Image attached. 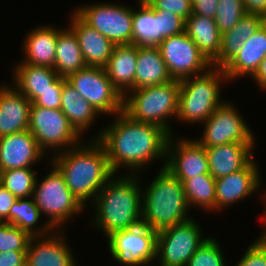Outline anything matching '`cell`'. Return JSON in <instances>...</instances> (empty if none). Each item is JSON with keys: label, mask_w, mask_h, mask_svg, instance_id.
<instances>
[{"label": "cell", "mask_w": 266, "mask_h": 266, "mask_svg": "<svg viewBox=\"0 0 266 266\" xmlns=\"http://www.w3.org/2000/svg\"><path fill=\"white\" fill-rule=\"evenodd\" d=\"M98 135L95 139L103 145L114 174L122 165L136 174L154 159L166 158L170 137L163 128L137 121L124 111Z\"/></svg>", "instance_id": "obj_1"}, {"label": "cell", "mask_w": 266, "mask_h": 266, "mask_svg": "<svg viewBox=\"0 0 266 266\" xmlns=\"http://www.w3.org/2000/svg\"><path fill=\"white\" fill-rule=\"evenodd\" d=\"M51 159L62 174L72 194L84 206L85 202L94 201L100 190L114 175L103 145L94 139L90 144L77 145Z\"/></svg>", "instance_id": "obj_2"}, {"label": "cell", "mask_w": 266, "mask_h": 266, "mask_svg": "<svg viewBox=\"0 0 266 266\" xmlns=\"http://www.w3.org/2000/svg\"><path fill=\"white\" fill-rule=\"evenodd\" d=\"M132 172L120 178L113 175L100 190L93 203L95 222L108 237L114 232L142 223V192L139 179Z\"/></svg>", "instance_id": "obj_3"}, {"label": "cell", "mask_w": 266, "mask_h": 266, "mask_svg": "<svg viewBox=\"0 0 266 266\" xmlns=\"http://www.w3.org/2000/svg\"><path fill=\"white\" fill-rule=\"evenodd\" d=\"M142 194V224L160 231L188 221L183 183L165 166Z\"/></svg>", "instance_id": "obj_4"}, {"label": "cell", "mask_w": 266, "mask_h": 266, "mask_svg": "<svg viewBox=\"0 0 266 266\" xmlns=\"http://www.w3.org/2000/svg\"><path fill=\"white\" fill-rule=\"evenodd\" d=\"M220 79L228 80L223 68L212 66L202 74L180 80L177 119L204 123L224 102L220 99Z\"/></svg>", "instance_id": "obj_5"}, {"label": "cell", "mask_w": 266, "mask_h": 266, "mask_svg": "<svg viewBox=\"0 0 266 266\" xmlns=\"http://www.w3.org/2000/svg\"><path fill=\"white\" fill-rule=\"evenodd\" d=\"M131 93V94H130ZM179 80L130 90L123 98V111L131 118L155 124L170 135V117H177Z\"/></svg>", "instance_id": "obj_6"}, {"label": "cell", "mask_w": 266, "mask_h": 266, "mask_svg": "<svg viewBox=\"0 0 266 266\" xmlns=\"http://www.w3.org/2000/svg\"><path fill=\"white\" fill-rule=\"evenodd\" d=\"M51 166V171L40 183L36 179L32 197L40 212L49 216L47 223L58 229L72 215L81 213L84 206L69 190L59 170L53 164Z\"/></svg>", "instance_id": "obj_7"}, {"label": "cell", "mask_w": 266, "mask_h": 266, "mask_svg": "<svg viewBox=\"0 0 266 266\" xmlns=\"http://www.w3.org/2000/svg\"><path fill=\"white\" fill-rule=\"evenodd\" d=\"M66 80L99 114L117 115L123 111L124 97L113 86L104 67L86 66Z\"/></svg>", "instance_id": "obj_8"}, {"label": "cell", "mask_w": 266, "mask_h": 266, "mask_svg": "<svg viewBox=\"0 0 266 266\" xmlns=\"http://www.w3.org/2000/svg\"><path fill=\"white\" fill-rule=\"evenodd\" d=\"M90 27L106 36L115 45L133 44L134 9L111 3L83 5L74 10Z\"/></svg>", "instance_id": "obj_9"}, {"label": "cell", "mask_w": 266, "mask_h": 266, "mask_svg": "<svg viewBox=\"0 0 266 266\" xmlns=\"http://www.w3.org/2000/svg\"><path fill=\"white\" fill-rule=\"evenodd\" d=\"M28 130L44 152L54 148H63L65 151L81 144L78 142L81 135L69 123L61 109L31 104Z\"/></svg>", "instance_id": "obj_10"}, {"label": "cell", "mask_w": 266, "mask_h": 266, "mask_svg": "<svg viewBox=\"0 0 266 266\" xmlns=\"http://www.w3.org/2000/svg\"><path fill=\"white\" fill-rule=\"evenodd\" d=\"M194 219L157 232L156 259L160 266H186L197 249L206 241Z\"/></svg>", "instance_id": "obj_11"}, {"label": "cell", "mask_w": 266, "mask_h": 266, "mask_svg": "<svg viewBox=\"0 0 266 266\" xmlns=\"http://www.w3.org/2000/svg\"><path fill=\"white\" fill-rule=\"evenodd\" d=\"M107 238L108 249L118 263L143 266L156 259L157 231L142 223L114 232Z\"/></svg>", "instance_id": "obj_12"}, {"label": "cell", "mask_w": 266, "mask_h": 266, "mask_svg": "<svg viewBox=\"0 0 266 266\" xmlns=\"http://www.w3.org/2000/svg\"><path fill=\"white\" fill-rule=\"evenodd\" d=\"M203 124L202 138L197 141L205 148L227 143H254L256 139L236 107L226 101Z\"/></svg>", "instance_id": "obj_13"}, {"label": "cell", "mask_w": 266, "mask_h": 266, "mask_svg": "<svg viewBox=\"0 0 266 266\" xmlns=\"http://www.w3.org/2000/svg\"><path fill=\"white\" fill-rule=\"evenodd\" d=\"M169 75L174 80L206 72L212 64L200 52L197 45L184 31L165 38L158 45Z\"/></svg>", "instance_id": "obj_14"}, {"label": "cell", "mask_w": 266, "mask_h": 266, "mask_svg": "<svg viewBox=\"0 0 266 266\" xmlns=\"http://www.w3.org/2000/svg\"><path fill=\"white\" fill-rule=\"evenodd\" d=\"M170 135L167 143L166 161L163 164L182 183L199 174L209 173V162L205 147L196 140L175 141ZM175 145V147H174ZM172 150V151H171Z\"/></svg>", "instance_id": "obj_15"}, {"label": "cell", "mask_w": 266, "mask_h": 266, "mask_svg": "<svg viewBox=\"0 0 266 266\" xmlns=\"http://www.w3.org/2000/svg\"><path fill=\"white\" fill-rule=\"evenodd\" d=\"M258 170V164L252 160L245 168L215 179L216 211L256 192L262 180Z\"/></svg>", "instance_id": "obj_16"}, {"label": "cell", "mask_w": 266, "mask_h": 266, "mask_svg": "<svg viewBox=\"0 0 266 266\" xmlns=\"http://www.w3.org/2000/svg\"><path fill=\"white\" fill-rule=\"evenodd\" d=\"M44 155L29 130L0 137V171L32 167Z\"/></svg>", "instance_id": "obj_17"}, {"label": "cell", "mask_w": 266, "mask_h": 266, "mask_svg": "<svg viewBox=\"0 0 266 266\" xmlns=\"http://www.w3.org/2000/svg\"><path fill=\"white\" fill-rule=\"evenodd\" d=\"M30 238L26 251V266H76L63 232ZM55 234V235H54ZM39 238V241H37Z\"/></svg>", "instance_id": "obj_18"}, {"label": "cell", "mask_w": 266, "mask_h": 266, "mask_svg": "<svg viewBox=\"0 0 266 266\" xmlns=\"http://www.w3.org/2000/svg\"><path fill=\"white\" fill-rule=\"evenodd\" d=\"M15 67L13 87L31 103L46 90H62V85L66 81V78L59 76L53 67L35 66L23 63V60Z\"/></svg>", "instance_id": "obj_19"}, {"label": "cell", "mask_w": 266, "mask_h": 266, "mask_svg": "<svg viewBox=\"0 0 266 266\" xmlns=\"http://www.w3.org/2000/svg\"><path fill=\"white\" fill-rule=\"evenodd\" d=\"M31 102L15 87L0 86V137L28 130Z\"/></svg>", "instance_id": "obj_20"}, {"label": "cell", "mask_w": 266, "mask_h": 266, "mask_svg": "<svg viewBox=\"0 0 266 266\" xmlns=\"http://www.w3.org/2000/svg\"><path fill=\"white\" fill-rule=\"evenodd\" d=\"M255 143H227L205 148L209 173L217 179L245 168L253 159Z\"/></svg>", "instance_id": "obj_21"}, {"label": "cell", "mask_w": 266, "mask_h": 266, "mask_svg": "<svg viewBox=\"0 0 266 266\" xmlns=\"http://www.w3.org/2000/svg\"><path fill=\"white\" fill-rule=\"evenodd\" d=\"M69 27L77 36L87 66L105 67L115 44L96 29L86 24L75 12Z\"/></svg>", "instance_id": "obj_22"}, {"label": "cell", "mask_w": 266, "mask_h": 266, "mask_svg": "<svg viewBox=\"0 0 266 266\" xmlns=\"http://www.w3.org/2000/svg\"><path fill=\"white\" fill-rule=\"evenodd\" d=\"M266 57V21L251 35L224 67L228 81L237 77L252 76Z\"/></svg>", "instance_id": "obj_23"}, {"label": "cell", "mask_w": 266, "mask_h": 266, "mask_svg": "<svg viewBox=\"0 0 266 266\" xmlns=\"http://www.w3.org/2000/svg\"><path fill=\"white\" fill-rule=\"evenodd\" d=\"M138 46L136 44L115 45L107 65L104 67L113 86L124 97L135 89Z\"/></svg>", "instance_id": "obj_24"}, {"label": "cell", "mask_w": 266, "mask_h": 266, "mask_svg": "<svg viewBox=\"0 0 266 266\" xmlns=\"http://www.w3.org/2000/svg\"><path fill=\"white\" fill-rule=\"evenodd\" d=\"M185 32L211 64L218 59L222 34L215 19L191 14L185 20Z\"/></svg>", "instance_id": "obj_25"}, {"label": "cell", "mask_w": 266, "mask_h": 266, "mask_svg": "<svg viewBox=\"0 0 266 266\" xmlns=\"http://www.w3.org/2000/svg\"><path fill=\"white\" fill-rule=\"evenodd\" d=\"M265 21L263 15L247 13L231 30L222 33L219 57L212 66L223 68Z\"/></svg>", "instance_id": "obj_26"}, {"label": "cell", "mask_w": 266, "mask_h": 266, "mask_svg": "<svg viewBox=\"0 0 266 266\" xmlns=\"http://www.w3.org/2000/svg\"><path fill=\"white\" fill-rule=\"evenodd\" d=\"M158 46H138L135 89L172 81Z\"/></svg>", "instance_id": "obj_27"}, {"label": "cell", "mask_w": 266, "mask_h": 266, "mask_svg": "<svg viewBox=\"0 0 266 266\" xmlns=\"http://www.w3.org/2000/svg\"><path fill=\"white\" fill-rule=\"evenodd\" d=\"M58 28L39 26L28 33L24 41V52L28 63L35 66L54 67Z\"/></svg>", "instance_id": "obj_28"}, {"label": "cell", "mask_w": 266, "mask_h": 266, "mask_svg": "<svg viewBox=\"0 0 266 266\" xmlns=\"http://www.w3.org/2000/svg\"><path fill=\"white\" fill-rule=\"evenodd\" d=\"M61 110L68 118L69 123L81 135L94 123L99 112L81 97L80 93L74 89L66 80L61 90Z\"/></svg>", "instance_id": "obj_29"}, {"label": "cell", "mask_w": 266, "mask_h": 266, "mask_svg": "<svg viewBox=\"0 0 266 266\" xmlns=\"http://www.w3.org/2000/svg\"><path fill=\"white\" fill-rule=\"evenodd\" d=\"M86 66L74 31L70 27L58 29L54 70L66 78Z\"/></svg>", "instance_id": "obj_30"}, {"label": "cell", "mask_w": 266, "mask_h": 266, "mask_svg": "<svg viewBox=\"0 0 266 266\" xmlns=\"http://www.w3.org/2000/svg\"><path fill=\"white\" fill-rule=\"evenodd\" d=\"M139 9L133 14V44L158 46L165 38L159 33L158 12L145 0H138Z\"/></svg>", "instance_id": "obj_31"}, {"label": "cell", "mask_w": 266, "mask_h": 266, "mask_svg": "<svg viewBox=\"0 0 266 266\" xmlns=\"http://www.w3.org/2000/svg\"><path fill=\"white\" fill-rule=\"evenodd\" d=\"M40 215L41 212L33 197L31 200L30 197L17 198L10 209V224L26 231L31 237L45 236L54 232V229L47 222L40 226L41 228L36 229L35 225L39 221Z\"/></svg>", "instance_id": "obj_32"}, {"label": "cell", "mask_w": 266, "mask_h": 266, "mask_svg": "<svg viewBox=\"0 0 266 266\" xmlns=\"http://www.w3.org/2000/svg\"><path fill=\"white\" fill-rule=\"evenodd\" d=\"M185 199L188 207L216 211V185L215 178L210 174H199L183 182ZM193 205V206H191Z\"/></svg>", "instance_id": "obj_33"}, {"label": "cell", "mask_w": 266, "mask_h": 266, "mask_svg": "<svg viewBox=\"0 0 266 266\" xmlns=\"http://www.w3.org/2000/svg\"><path fill=\"white\" fill-rule=\"evenodd\" d=\"M36 172L31 167L1 171V185L16 198L33 196Z\"/></svg>", "instance_id": "obj_34"}, {"label": "cell", "mask_w": 266, "mask_h": 266, "mask_svg": "<svg viewBox=\"0 0 266 266\" xmlns=\"http://www.w3.org/2000/svg\"><path fill=\"white\" fill-rule=\"evenodd\" d=\"M215 22L222 33L231 30L247 14L242 0H219Z\"/></svg>", "instance_id": "obj_35"}, {"label": "cell", "mask_w": 266, "mask_h": 266, "mask_svg": "<svg viewBox=\"0 0 266 266\" xmlns=\"http://www.w3.org/2000/svg\"><path fill=\"white\" fill-rule=\"evenodd\" d=\"M214 239L208 237L197 249L186 266H225L220 245Z\"/></svg>", "instance_id": "obj_36"}, {"label": "cell", "mask_w": 266, "mask_h": 266, "mask_svg": "<svg viewBox=\"0 0 266 266\" xmlns=\"http://www.w3.org/2000/svg\"><path fill=\"white\" fill-rule=\"evenodd\" d=\"M31 236L10 223H0V253L27 251Z\"/></svg>", "instance_id": "obj_37"}, {"label": "cell", "mask_w": 266, "mask_h": 266, "mask_svg": "<svg viewBox=\"0 0 266 266\" xmlns=\"http://www.w3.org/2000/svg\"><path fill=\"white\" fill-rule=\"evenodd\" d=\"M159 19V33L164 38L181 34L185 31V20L169 11H157Z\"/></svg>", "instance_id": "obj_38"}, {"label": "cell", "mask_w": 266, "mask_h": 266, "mask_svg": "<svg viewBox=\"0 0 266 266\" xmlns=\"http://www.w3.org/2000/svg\"><path fill=\"white\" fill-rule=\"evenodd\" d=\"M155 11H169L186 20L192 14V0H145Z\"/></svg>", "instance_id": "obj_39"}, {"label": "cell", "mask_w": 266, "mask_h": 266, "mask_svg": "<svg viewBox=\"0 0 266 266\" xmlns=\"http://www.w3.org/2000/svg\"><path fill=\"white\" fill-rule=\"evenodd\" d=\"M235 266H266V240L260 235Z\"/></svg>", "instance_id": "obj_40"}, {"label": "cell", "mask_w": 266, "mask_h": 266, "mask_svg": "<svg viewBox=\"0 0 266 266\" xmlns=\"http://www.w3.org/2000/svg\"><path fill=\"white\" fill-rule=\"evenodd\" d=\"M61 101V90H46L45 92L41 93V96H38L31 104L48 109H60Z\"/></svg>", "instance_id": "obj_41"}, {"label": "cell", "mask_w": 266, "mask_h": 266, "mask_svg": "<svg viewBox=\"0 0 266 266\" xmlns=\"http://www.w3.org/2000/svg\"><path fill=\"white\" fill-rule=\"evenodd\" d=\"M219 0H192V14L214 19Z\"/></svg>", "instance_id": "obj_42"}, {"label": "cell", "mask_w": 266, "mask_h": 266, "mask_svg": "<svg viewBox=\"0 0 266 266\" xmlns=\"http://www.w3.org/2000/svg\"><path fill=\"white\" fill-rule=\"evenodd\" d=\"M17 198L0 186V223H10V209Z\"/></svg>", "instance_id": "obj_43"}, {"label": "cell", "mask_w": 266, "mask_h": 266, "mask_svg": "<svg viewBox=\"0 0 266 266\" xmlns=\"http://www.w3.org/2000/svg\"><path fill=\"white\" fill-rule=\"evenodd\" d=\"M0 266H26V251L1 252Z\"/></svg>", "instance_id": "obj_44"}, {"label": "cell", "mask_w": 266, "mask_h": 266, "mask_svg": "<svg viewBox=\"0 0 266 266\" xmlns=\"http://www.w3.org/2000/svg\"><path fill=\"white\" fill-rule=\"evenodd\" d=\"M246 13L263 15L266 18V0H242Z\"/></svg>", "instance_id": "obj_45"}, {"label": "cell", "mask_w": 266, "mask_h": 266, "mask_svg": "<svg viewBox=\"0 0 266 266\" xmlns=\"http://www.w3.org/2000/svg\"><path fill=\"white\" fill-rule=\"evenodd\" d=\"M259 87L264 91L266 90V57L261 61L258 69L252 75Z\"/></svg>", "instance_id": "obj_46"}, {"label": "cell", "mask_w": 266, "mask_h": 266, "mask_svg": "<svg viewBox=\"0 0 266 266\" xmlns=\"http://www.w3.org/2000/svg\"><path fill=\"white\" fill-rule=\"evenodd\" d=\"M265 195V197H264V199H265V205H266V194H264ZM265 210H266V207H265ZM265 221H266V211H265ZM261 236L266 240V230H264V232L261 234Z\"/></svg>", "instance_id": "obj_47"}]
</instances>
